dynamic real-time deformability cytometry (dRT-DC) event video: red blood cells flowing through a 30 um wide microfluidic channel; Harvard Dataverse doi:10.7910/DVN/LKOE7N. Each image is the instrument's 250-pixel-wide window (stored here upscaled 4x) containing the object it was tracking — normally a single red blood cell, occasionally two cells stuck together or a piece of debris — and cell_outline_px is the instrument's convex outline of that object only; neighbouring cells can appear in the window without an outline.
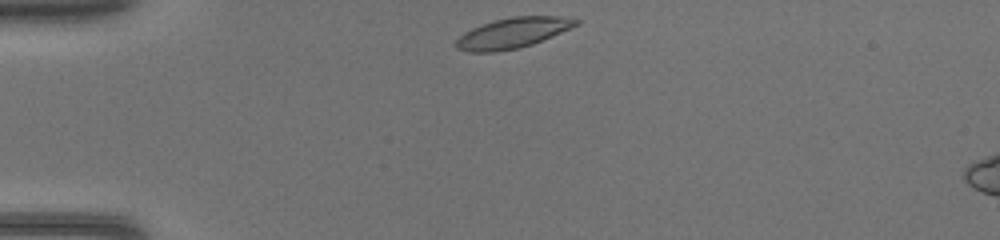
{"species": "common noctule bat (a hibernating species)", "species_latin": "Nyctalus noctula", "temperature_condition": "warm", "stored_images_in_passage": 36, "camera_frame_rate_fps": 3000, "um_per_image_px": 0.085, "animal": {"sex": "female", "body_mass_g": 17.0, "forearm_length_mm": 48.0}, "frame": {"image": 1, "passage_image": 1, "time_ms": 0.0, "image_size_px": [1000, 240], "cell_outline_px": [[580, 24], [532, 44], [520, 48], [496, 52], [468, 52], [456, 48], [456, 40], [464, 32], [472, 28], [496, 20], [512, 16], [564, 16], [580, 20]], "centroid_in_image_um": [43.59, 2.8], "position_along_channel_um": 41.4, "area_um2": 21.15}}
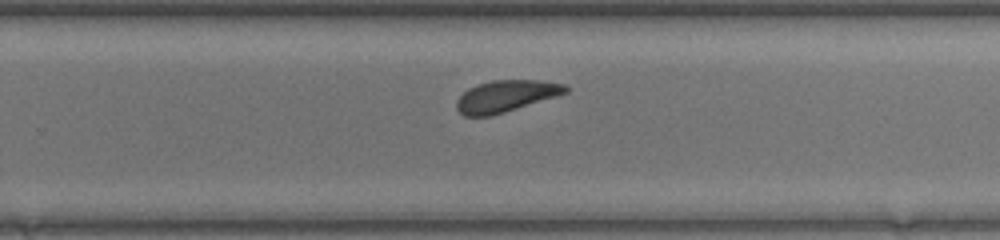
{"frame": {"image": 2, "passage_image": 20, "time_ms": 6.333, "image_size_px": [1000, 240], "cell_outline_px": [[568, 92], [560, 96], [492, 116], [464, 116], [456, 108], [456, 100], [468, 88], [492, 80], [540, 80], [564, 84], [568, 88]], "centroid_in_image_um": [43.03, 8.18], "position_along_channel_um": 286.8, "area_um2": 20.29}}
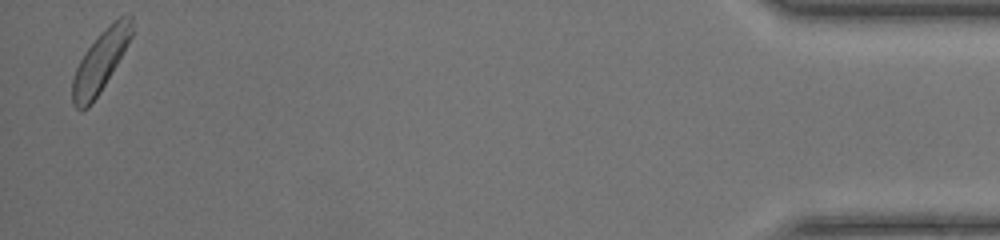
{"frame": {"image": 3, "passage_image": 35, "time_ms": 11.333, "image_size_px": [1000, 240], "cell_outline_px": [[132, 36], [100, 92], [88, 108], [80, 112], [72, 104], [72, 80], [76, 68], [84, 52], [120, 16], [132, 16]], "centroid_in_image_um": [8.49, 5.32], "position_along_channel_um": 426.7, "area_um2": 20.23}}